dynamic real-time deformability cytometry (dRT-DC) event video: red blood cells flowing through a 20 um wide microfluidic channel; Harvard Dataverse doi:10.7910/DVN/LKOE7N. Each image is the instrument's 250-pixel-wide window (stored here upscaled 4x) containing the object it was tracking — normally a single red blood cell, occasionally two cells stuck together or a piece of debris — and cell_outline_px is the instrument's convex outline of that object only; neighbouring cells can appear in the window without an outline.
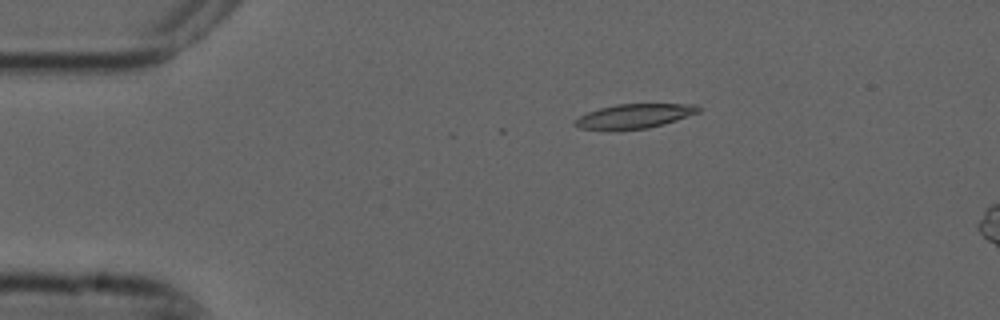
{"species": "common noctule bat (a hibernating species)", "species_latin": "Nyctalus noctula", "temperature_condition": "cold", "stored_images_in_passage": 4, "camera_frame_rate_fps": 3000, "um_per_image_px": 0.085, "animal": {"sex": "male", "forearm_length_mm": 52.5}, "frame": {"image": 1, "passage_image": 3, "time_ms": 0.667, "image_size_px": [1000, 320], "cell_outline_px": [[700, 112], [664, 124], [648, 128], [580, 128], [572, 124], [572, 120], [588, 112], [600, 108], [616, 104], [696, 104], [700, 108]], "centroid_in_image_um": [53.95, 9.84], "position_along_channel_um": 31.1, "area_um2": 17.05}}